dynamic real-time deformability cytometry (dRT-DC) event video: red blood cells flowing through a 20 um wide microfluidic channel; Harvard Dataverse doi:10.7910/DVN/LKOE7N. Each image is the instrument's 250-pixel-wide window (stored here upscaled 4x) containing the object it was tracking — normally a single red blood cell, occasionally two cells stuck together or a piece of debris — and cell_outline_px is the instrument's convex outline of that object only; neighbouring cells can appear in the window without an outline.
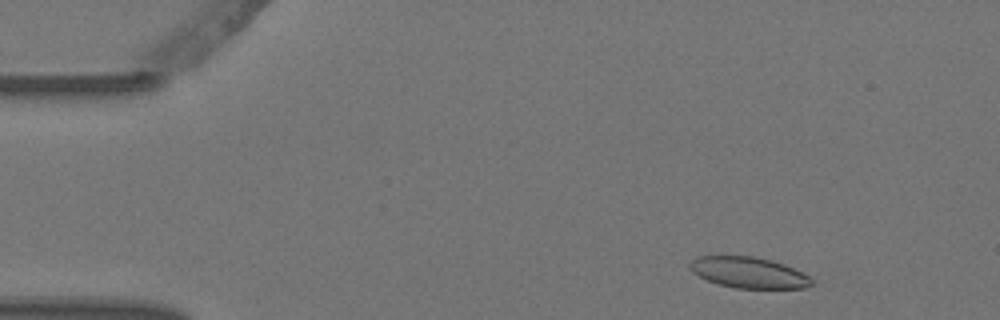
{"species": "Egyptian fruit bat (a non-hibernating species)", "species_latin": "Rousettus aegyptiacus", "temperature_condition": "warm", "stored_images_in_passage": 6, "camera_frame_rate_fps": 3000, "um_per_image_px": 0.085, "animal": {"sex": "female"}, "frame": {"image": 1, "passage_image": 2, "time_ms": 0.333, "image_size_px": [1000, 320], "cell_outline_px": [[812, 284], [804, 288], [736, 288], [720, 284], [708, 280], [692, 272], [688, 268], [688, 264], [696, 256], [752, 256], [772, 260], [784, 264], [808, 276], [812, 280]], "centroid_in_image_um": [63.59, 23.16], "position_along_channel_um": 21.4, "area_um2": 21.79}}
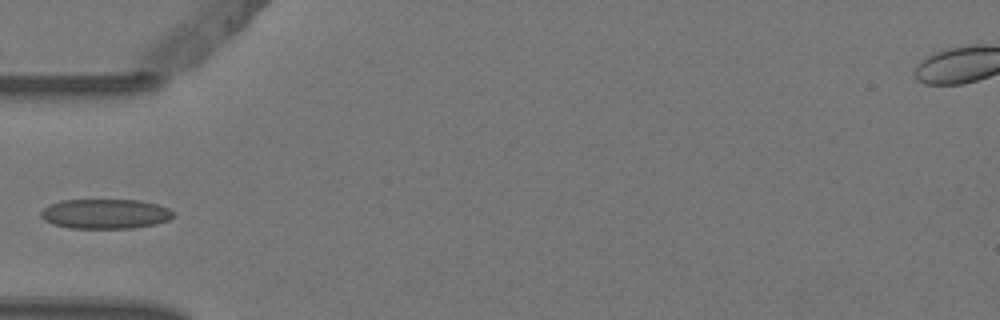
{"frame": {"image": 2, "passage_image": 5, "time_ms": 1.333, "image_size_px": [1000, 320], "cell_outline_px": [[176, 216], [168, 220], [156, 224], [132, 228], [68, 228], [52, 224], [44, 220], [40, 216], [40, 212], [44, 208], [60, 200], [140, 200], [156, 204], [168, 208]], "centroid_in_image_um": [8.94, 18.18], "position_along_channel_um": 76.1, "area_um2": 23.0}}
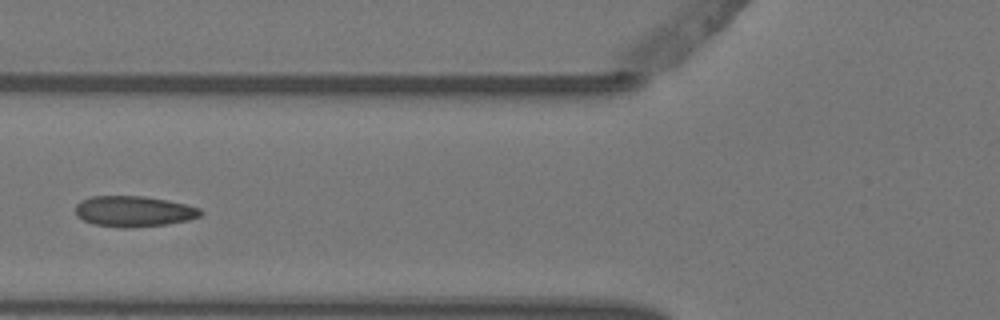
{"frame": {"image": 3, "passage_image": 6, "time_ms": 1.667, "image_size_px": [1000, 320], "cell_outline_px": [[204, 212], [200, 216], [188, 220], [168, 224], [124, 228], [120, 228], [92, 224], [76, 216], [76, 204], [80, 200], [92, 196], [144, 196], [168, 200], [200, 208]], "centroid_in_image_um": [11.36, 17.96], "position_along_channel_um": 114.4, "area_um2": 22.54}}